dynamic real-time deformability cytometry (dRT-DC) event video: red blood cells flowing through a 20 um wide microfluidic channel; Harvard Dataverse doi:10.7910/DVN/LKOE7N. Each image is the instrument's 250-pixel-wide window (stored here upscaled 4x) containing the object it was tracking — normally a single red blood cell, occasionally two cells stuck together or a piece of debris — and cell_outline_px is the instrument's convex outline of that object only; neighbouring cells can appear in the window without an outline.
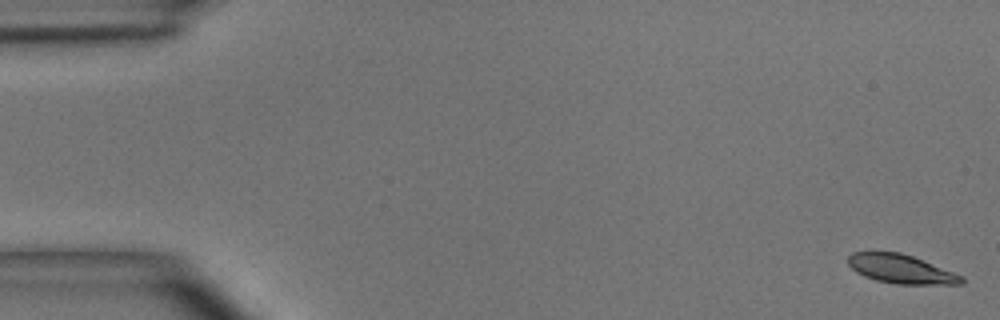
{"species": "common noctule bat (a hibernating species)", "species_latin": "Nyctalus noctula", "temperature_condition": "room temperature", "stored_images_in_passage": 12, "camera_frame_rate_fps": 3000, "um_per_image_px": 0.085, "animal": {"sex": "male", "body_mass_g": 15.6}, "frame": {"image": 1, "passage_image": 1, "time_ms": 0.0, "image_size_px": [1000, 320], "cell_outline_px": [[964, 284], [896, 284], [876, 280], [864, 276], [856, 272], [848, 264], [848, 256], [852, 252], [872, 248], [900, 252], [912, 256], [964, 276]], "centroid_in_image_um": [76.51, 22.81], "position_along_channel_um": 8.5, "area_um2": 19.71}}